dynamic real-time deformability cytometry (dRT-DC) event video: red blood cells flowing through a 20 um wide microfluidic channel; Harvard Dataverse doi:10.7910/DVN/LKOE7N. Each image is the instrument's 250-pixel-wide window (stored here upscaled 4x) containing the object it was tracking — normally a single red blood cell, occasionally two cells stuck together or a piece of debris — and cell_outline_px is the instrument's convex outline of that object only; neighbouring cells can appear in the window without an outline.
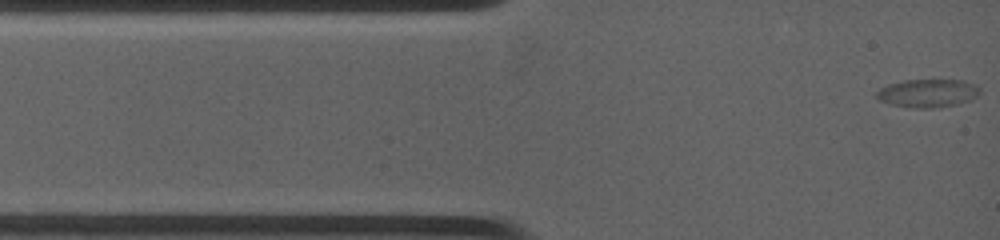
{"species": "common noctule bat (a hibernating species)", "species_latin": "Nyctalus noctula", "temperature_condition": "warm", "stored_images_in_passage": 31, "camera_frame_rate_fps": 4500, "um_per_image_px": 0.085, "animal": {"sex": "female", "body_mass_g": 19.0, "forearm_length_mm": 53.3}, "frame": {"image": 1, "passage_image": 1, "time_ms": 0.0, "image_size_px": [1000, 240], "cell_outline_px": [[980, 92], [972, 100], [952, 104], [924, 108], [916, 108], [892, 104], [880, 100], [876, 96], [876, 92], [880, 88], [888, 84], [904, 80], [960, 80], [980, 88]], "centroid_in_image_um": [78.82, 7.9], "position_along_channel_um": 6.2, "area_um2": 16.47}}
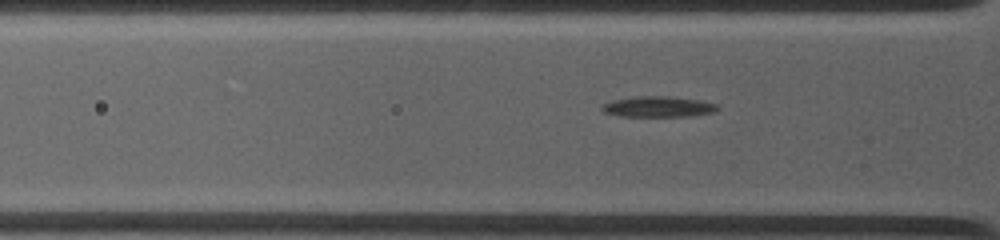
{"frame": {"image": 2, "passage_image": 14, "time_ms": 3.111, "image_size_px": [1000, 240], "cell_outline_px": [[720, 108], [716, 112], [688, 116], [620, 116], [604, 112], [600, 108], [604, 104], [616, 100], [636, 96], [668, 96], [700, 100], [716, 104]], "centroid_in_image_um": [55.99, 9.07], "position_along_channel_um": 69.8, "area_um2": 13.81}}
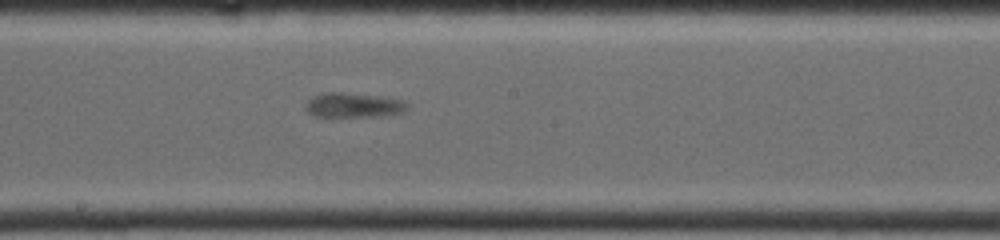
{"frame": {"image": 3, "passage_image": 27, "time_ms": 7.333, "image_size_px": [1000, 240], "cell_outline_px": [[408, 108], [404, 112], [384, 116], [312, 116], [304, 108], [304, 104], [312, 96], [328, 92], [340, 92], [380, 96], [404, 100], [408, 104]], "centroid_in_image_um": [30.04, 8.94], "position_along_channel_um": 218.2, "area_um2": 14.74}}